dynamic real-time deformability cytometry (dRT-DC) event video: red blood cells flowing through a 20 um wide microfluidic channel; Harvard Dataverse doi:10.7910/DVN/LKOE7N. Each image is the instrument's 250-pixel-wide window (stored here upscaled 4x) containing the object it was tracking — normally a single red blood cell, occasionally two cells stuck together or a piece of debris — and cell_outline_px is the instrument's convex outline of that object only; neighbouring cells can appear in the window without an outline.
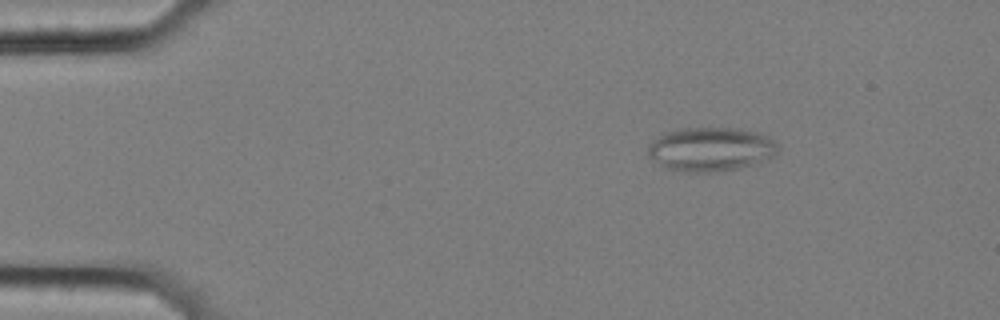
{"species": "common noctule bat (a hibernating species)", "species_latin": "Nyctalus noctula", "temperature_condition": "cold", "stored_images_in_passage": 58, "camera_frame_rate_fps": 3000, "um_per_image_px": 0.085, "animal": {"sex": "female", "body_mass_g": 25.1}, "frame": {"image": 1, "passage_image": 9, "time_ms": 2.667, "image_size_px": [1000, 320], "cell_outline_px": [[780, 152], [776, 156], [752, 164], [736, 168], [708, 172], [684, 172], [664, 168], [648, 156], [648, 144], [652, 140], [668, 132], [680, 128], [740, 128], [760, 132], [772, 136], [780, 148]], "centroid_in_image_um": [60.46, 12.67], "position_along_channel_um": 24.5, "area_um2": 33.7}}
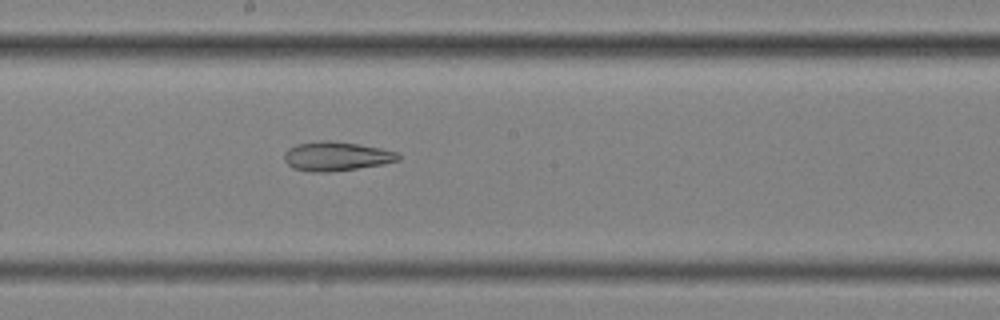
{"frame": {"image": 2, "passage_image": 32, "time_ms": 10.333, "image_size_px": [1000, 320], "cell_outline_px": [[400, 160], [384, 164], [328, 172], [312, 172], [292, 168], [284, 160], [284, 152], [288, 148], [296, 144], [320, 140], [328, 140], [356, 144], [380, 148], [396, 152], [400, 156]], "centroid_in_image_um": [28.55, 13.28], "position_along_channel_um": 219.7, "area_um2": 19.31}}
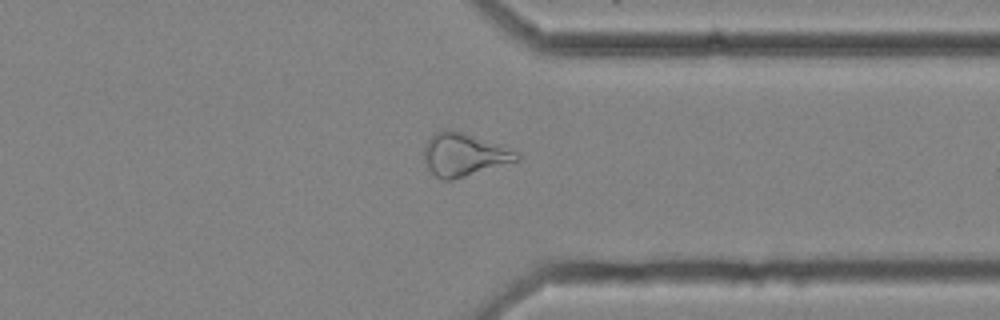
{"frame": {"image": 3, "passage_image": 45, "time_ms": 14.667, "image_size_px": [1000, 320], "cell_outline_px": [[520, 160], [452, 180], [444, 180], [436, 176], [428, 168], [424, 160], [424, 148], [428, 140], [436, 132], [444, 128], [448, 128], [464, 132], [516, 152], [520, 156]], "centroid_in_image_um": [39.39, 13.14], "position_along_channel_um": 372.0, "area_um2": 22.83}, "authors_computed_cell_mechanics": {"area_um2": 26.0678, "velocity_mm_per_s": 3.5302, "shape_relaxation_time_tau1_ms": null, "shape_relaxation_time_tau2_ms": 7.1131, "deformation_change_tau1": null, "deformation_change_tau2": 0.1923}}